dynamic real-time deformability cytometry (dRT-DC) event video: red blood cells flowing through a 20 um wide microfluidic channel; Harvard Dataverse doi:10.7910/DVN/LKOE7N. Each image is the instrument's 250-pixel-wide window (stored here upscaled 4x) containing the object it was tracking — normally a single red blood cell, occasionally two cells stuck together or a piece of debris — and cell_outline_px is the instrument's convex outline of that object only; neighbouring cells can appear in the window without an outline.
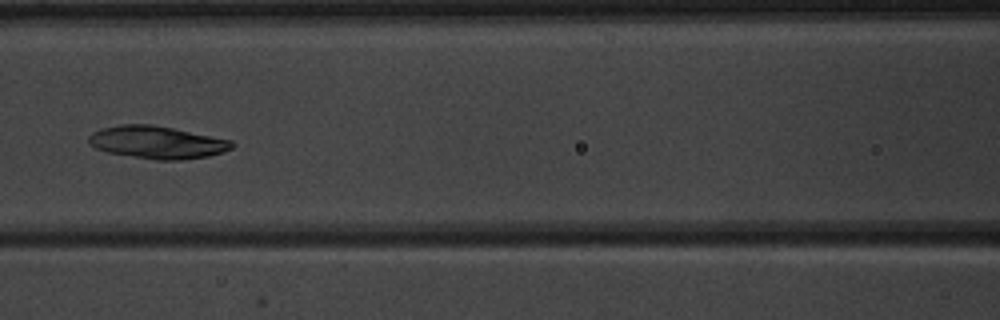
{"species": "common noctule bat (a hibernating species)", "species_latin": "Nyctalus noctula", "temperature_condition": "warm", "stored_images_in_passage": 6, "camera_frame_rate_fps": 3000, "um_per_image_px": 0.085, "animal": {"sex": "male", "body_mass_g": 20.1, "forearm_length_mm": 53.5}, "frame": {"image": 1, "passage_image": 6, "time_ms": 5.667, "image_size_px": [1000, 320], "cell_outline_px": [[236, 144], [232, 148], [224, 152], [208, 156], [180, 160], [156, 160], [108, 152], [96, 148], [88, 144], [88, 136], [92, 132], [100, 128], [120, 124], [152, 124], [232, 140]], "centroid_in_image_um": [13.34, 12.09], "position_along_channel_um": 153.3, "area_um2": 27.28}}